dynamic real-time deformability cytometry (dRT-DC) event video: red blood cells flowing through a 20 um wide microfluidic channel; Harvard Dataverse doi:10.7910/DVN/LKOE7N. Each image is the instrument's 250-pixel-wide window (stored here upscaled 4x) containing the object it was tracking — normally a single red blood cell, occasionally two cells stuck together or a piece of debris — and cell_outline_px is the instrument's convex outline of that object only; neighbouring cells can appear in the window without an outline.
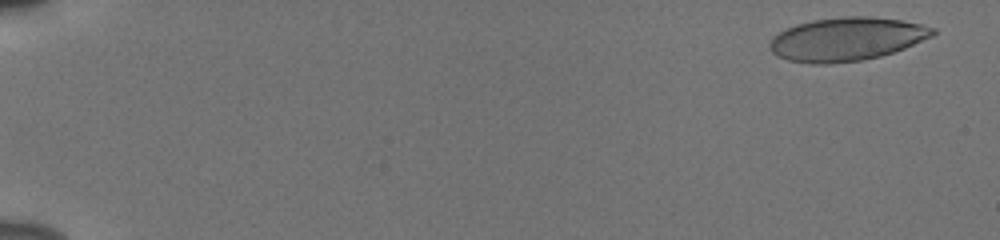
{"species": "human", "species_latin": "Homo sapiens", "temperature_condition": "cold", "stored_images_in_passage": 55, "camera_frame_rate_fps": 3000, "um_per_image_px": 0.085, "donor": {"sex": "male"}, "frame": {"image": 1, "passage_image": 3, "time_ms": 0.667, "image_size_px": [1000, 240], "cell_outline_px": [[936, 32], [932, 36], [904, 48], [880, 56], [860, 60], [828, 64], [812, 64], [788, 60], [776, 56], [768, 48], [768, 44], [772, 36], [796, 24], [812, 20], [844, 16], [872, 16], [900, 20], [920, 24], [936, 28]], "centroid_in_image_um": [71.92, 3.32], "position_along_channel_um": 13.1, "area_um2": 41.27}}
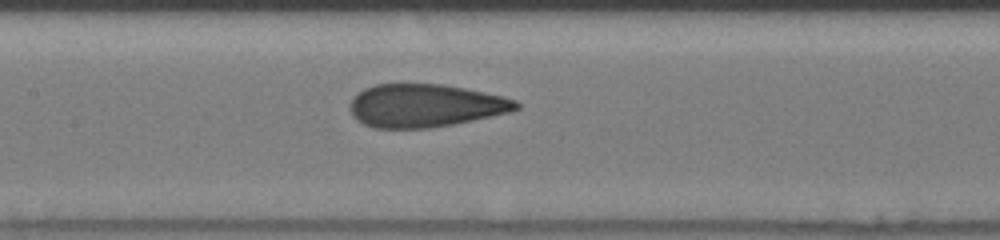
{"frame": {"image": 2, "passage_image": 29, "time_ms": 9.333, "image_size_px": [1000, 240], "cell_outline_px": [[520, 108], [508, 112], [452, 124], [428, 128], [372, 128], [356, 120], [352, 116], [348, 108], [348, 104], [356, 92], [364, 88], [376, 84], [440, 84], [464, 88], [504, 96], [516, 100], [520, 104]], "centroid_in_image_um": [36.07, 8.97], "position_along_channel_um": 171.3, "area_um2": 41.79}}
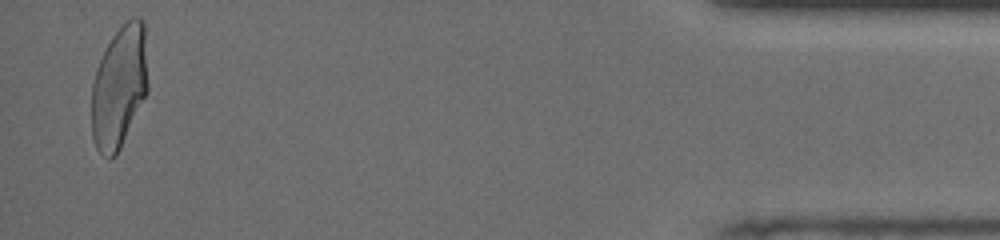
{"frame": {"image": 3, "passage_image": 54, "time_ms": 17.667, "image_size_px": [1000, 240], "cell_outline_px": [[148, 92], [116, 156], [108, 160], [96, 148], [92, 136], [92, 84], [96, 68], [112, 36], [132, 16], [140, 16], [144, 20], [148, 84]], "centroid_in_image_um": [10.15, 7.39], "position_along_channel_um": 425.1, "area_um2": 40.34}, "authors_computed_cell_mechanics": {"area_um2": 41.327, "velocity_mm_per_s": 3.8558, "shape_relaxation_time_tau1_ms": 4.1845, "shape_relaxation_time_tau2_ms": 0.7532, "deformation_change_tau1": 0.1522, "deformation_change_tau2": 0.0627}}